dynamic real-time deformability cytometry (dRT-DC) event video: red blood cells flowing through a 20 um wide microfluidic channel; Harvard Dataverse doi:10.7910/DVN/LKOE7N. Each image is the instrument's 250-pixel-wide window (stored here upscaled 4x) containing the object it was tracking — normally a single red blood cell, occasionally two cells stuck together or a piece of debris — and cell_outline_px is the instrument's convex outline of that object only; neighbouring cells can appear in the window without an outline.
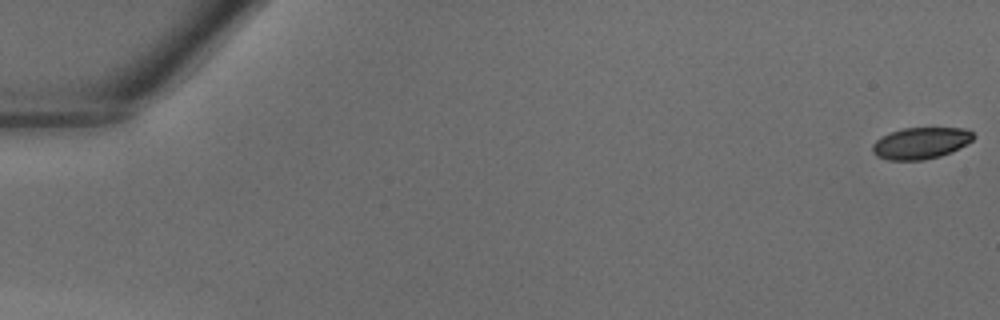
{"species": "common noctule bat (a hibernating species)", "species_latin": "Nyctalus noctula", "temperature_condition": "warm", "stored_images_in_passage": 42, "camera_frame_rate_fps": 3000, "um_per_image_px": 0.085, "animal": {"sex": "male", "body_mass_g": 18.8}, "frame": {"image": 1, "passage_image": 1, "time_ms": 0.0, "image_size_px": [1000, 320], "cell_outline_px": [[976, 136], [972, 140], [952, 152], [940, 156], [924, 160], [888, 160], [876, 156], [872, 152], [872, 144], [880, 136], [904, 128], [968, 128]], "centroid_in_image_um": [78.26, 12.17], "position_along_channel_um": 6.7, "area_um2": 18.67}}
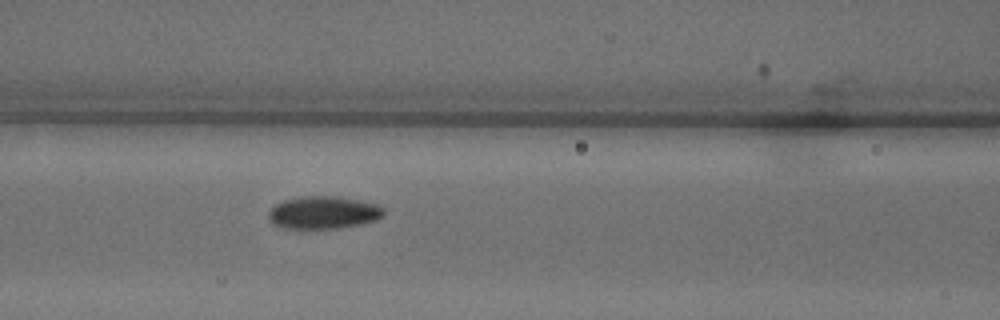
{"frame": {"image": 2, "passage_image": 19, "time_ms": 6.0, "image_size_px": [1000, 320], "cell_outline_px": [[384, 216], [376, 220], [360, 224], [340, 228], [280, 228], [272, 224], [268, 216], [268, 212], [276, 204], [284, 200], [308, 196], [336, 196], [376, 204], [384, 208]], "centroid_in_image_um": [27.48, 18.08], "position_along_channel_um": 139.1, "area_um2": 21.79}}
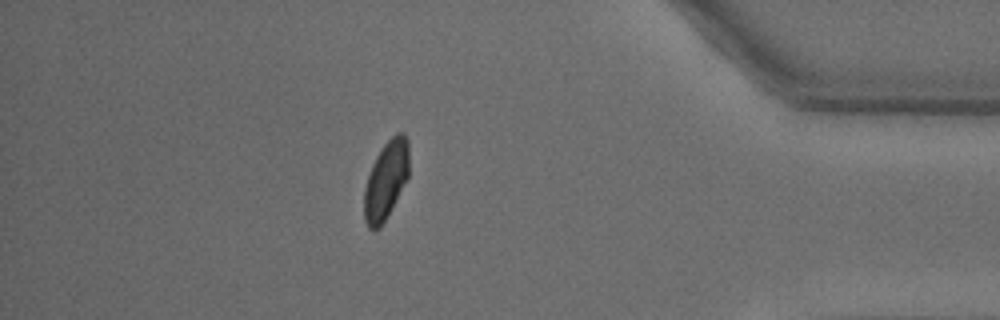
{"frame": {"image": 3, "passage_image": 37, "time_ms": 12.0, "image_size_px": [1000, 320], "cell_outline_px": [[408, 176], [380, 228], [368, 228], [364, 220], [364, 188], [372, 164], [380, 148], [396, 132], [404, 132], [408, 140]], "centroid_in_image_um": [32.79, 15.27], "position_along_channel_um": 402.4, "area_um2": 20.17}}